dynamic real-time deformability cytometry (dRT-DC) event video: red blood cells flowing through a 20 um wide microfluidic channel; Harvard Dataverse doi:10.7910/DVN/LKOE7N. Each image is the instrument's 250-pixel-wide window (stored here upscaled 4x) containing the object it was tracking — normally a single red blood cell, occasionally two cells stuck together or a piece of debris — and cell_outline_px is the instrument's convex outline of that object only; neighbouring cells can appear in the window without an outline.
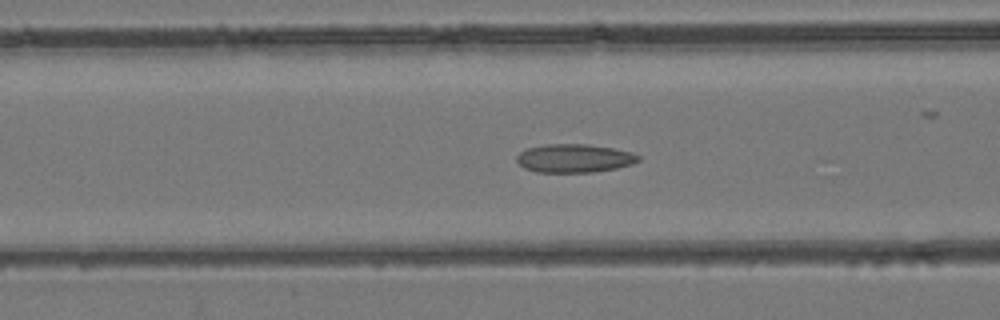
{"species": "common noctule bat (a hibernating species)", "species_latin": "Nyctalus noctula", "temperature_condition": "room temperature", "stored_images_in_passage": 50, "camera_frame_rate_fps": 3000, "um_per_image_px": 0.085, "animal": {"sex": "female", "body_mass_g": 24.6, "forearm_length_mm": 56.2}, "frame": {"image": 1, "passage_image": 20, "time_ms": 6.333, "image_size_px": [1000, 320], "cell_outline_px": [[640, 160], [632, 164], [616, 168], [592, 172], [536, 172], [524, 168], [516, 160], [516, 156], [520, 152], [528, 148], [548, 144], [588, 144], [612, 148], [632, 152], [640, 156]], "centroid_in_image_um": [48.82, 13.45], "position_along_channel_um": 117.8, "area_um2": 20.11}}
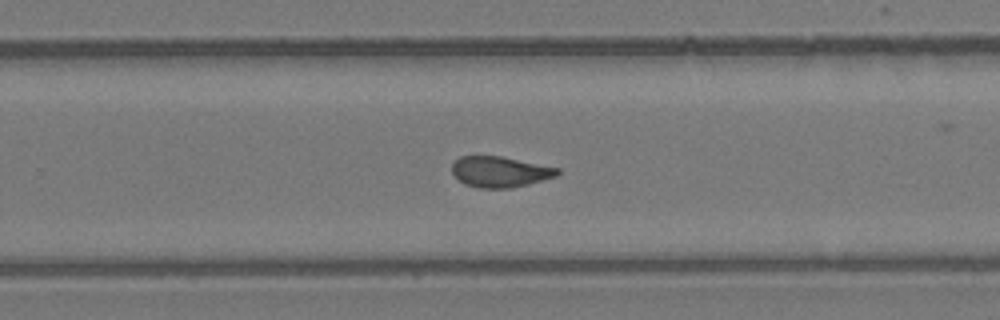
{"frame": {"image": 2, "passage_image": 32, "time_ms": 10.333, "image_size_px": [1000, 320], "cell_outline_px": [[560, 172], [556, 176], [528, 184], [512, 188], [476, 188], [464, 184], [452, 172], [452, 164], [460, 156], [500, 156], [560, 168]], "centroid_in_image_um": [42.49, 14.61], "position_along_channel_um": 287.3, "area_um2": 18.84}}
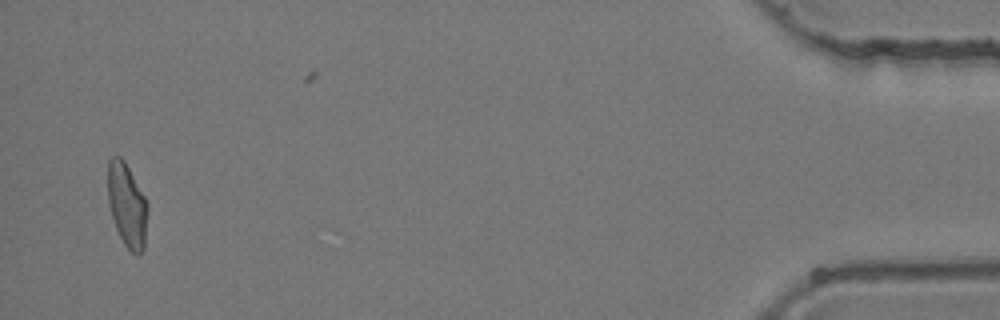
{"frame": {"image": 3, "passage_image": 48, "time_ms": 15.667, "image_size_px": [1000, 320], "cell_outline_px": [[148, 208], [144, 248], [140, 252], [132, 252], [124, 244], [116, 228], [108, 204], [108, 160], [112, 156], [120, 156], [124, 160], [144, 196], [148, 204]], "centroid_in_image_um": [10.79, 17.4], "position_along_channel_um": 424.4, "area_um2": 19.19}}